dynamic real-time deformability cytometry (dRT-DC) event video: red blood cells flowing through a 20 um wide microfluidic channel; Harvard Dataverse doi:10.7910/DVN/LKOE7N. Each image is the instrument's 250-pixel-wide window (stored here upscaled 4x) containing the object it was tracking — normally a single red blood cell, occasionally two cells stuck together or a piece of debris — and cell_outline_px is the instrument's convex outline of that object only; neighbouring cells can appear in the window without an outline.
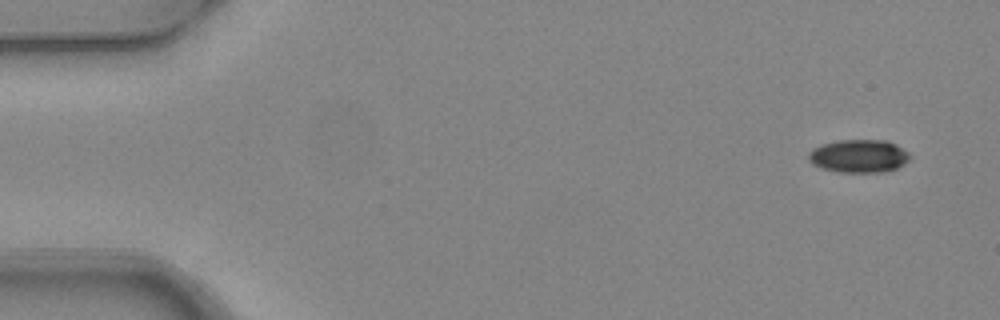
{"species": "common noctule bat (a hibernating species)", "species_latin": "Nyctalus noctula", "temperature_condition": "warm", "stored_images_in_passage": 6, "camera_frame_rate_fps": 3000, "um_per_image_px": 0.085, "animal": {"sex": "female", "body_mass_g": 24.6, "forearm_length_mm": 56.2}, "frame": {"image": 1, "passage_image": 1, "time_ms": 0.0, "image_size_px": [1000, 320], "cell_outline_px": [[912, 156], [904, 164], [896, 168], [884, 172], [840, 172], [820, 168], [812, 164], [808, 160], [808, 152], [812, 148], [824, 144], [840, 140], [888, 140], [896, 144], [908, 152]], "centroid_in_image_um": [73.0, 13.26], "position_along_channel_um": 12.0, "area_um2": 19.65}}
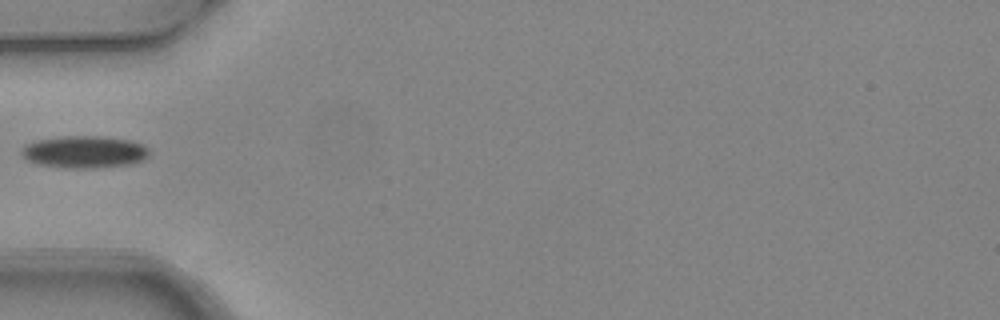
{"frame": {"image": 2, "passage_image": 5, "time_ms": 1.333, "image_size_px": [1000, 320], "cell_outline_px": [[148, 156], [144, 160], [132, 164], [96, 168], [64, 168], [40, 164], [28, 160], [20, 152], [28, 144], [36, 140], [64, 136], [100, 136], [128, 140], [140, 144], [148, 148]], "centroid_in_image_um": [7.2, 12.92], "position_along_channel_um": 77.8, "area_um2": 23.76}}
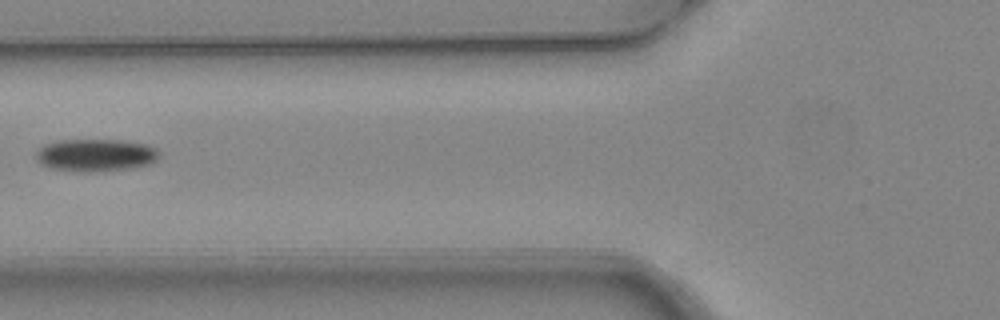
{"frame": {"image": 3, "passage_image": 6, "time_ms": 1.667, "image_size_px": [1000, 320], "cell_outline_px": [[160, 156], [156, 160], [148, 164], [132, 168], [84, 172], [52, 168], [40, 164], [36, 160], [36, 152], [44, 144], [56, 140], [124, 140], [148, 144], [156, 148], [160, 152]], "centroid_in_image_um": [8.14, 13.17], "position_along_channel_um": 117.7, "area_um2": 23.41}}